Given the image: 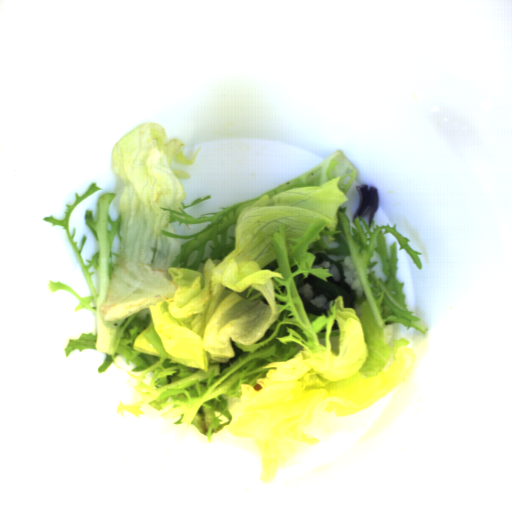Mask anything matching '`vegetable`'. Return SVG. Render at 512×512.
I'll return each instance as SVG.
<instances>
[{"label": "vegetable", "instance_id": "add77e79", "mask_svg": "<svg viewBox=\"0 0 512 512\" xmlns=\"http://www.w3.org/2000/svg\"><path fill=\"white\" fill-rule=\"evenodd\" d=\"M185 144L168 141L159 122H142L111 150V165L124 189L115 221L116 192L100 194L97 216L85 225L98 242L92 259L81 255L70 235V217L87 197L103 190L94 181L64 218L41 217L65 229L90 296L82 298L63 281H49L50 293L66 290L80 300L74 313L95 314L96 334L69 339L73 350L105 353L103 374L117 356L137 383L141 400L119 402L138 419L141 407L165 421L194 427L211 443L225 429L252 438L269 484L296 452L320 439L305 429L322 414L353 416L410 379L417 359L410 341L386 340V327L402 324L424 336L427 323L412 315L396 278L397 243L419 270L423 262L408 238L391 227L370 226L346 214V196L358 170L337 149L287 182L252 199L193 217L180 179L192 178L177 164H195L201 145L185 159ZM375 227L373 228V226ZM373 228V231L371 229ZM350 256L363 287L359 300L344 283L340 261ZM337 265L340 282L322 269ZM305 282L314 296L329 300L319 309L298 291Z\"/></svg>", "mask_w": 512, "mask_h": 512}]
</instances>
